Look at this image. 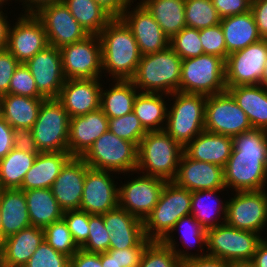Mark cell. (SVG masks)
<instances>
[{
	"label": "cell",
	"mask_w": 267,
	"mask_h": 267,
	"mask_svg": "<svg viewBox=\"0 0 267 267\" xmlns=\"http://www.w3.org/2000/svg\"><path fill=\"white\" fill-rule=\"evenodd\" d=\"M69 152H40L26 172L19 189L51 188L62 167L71 158Z\"/></svg>",
	"instance_id": "83f0119b"
},
{
	"label": "cell",
	"mask_w": 267,
	"mask_h": 267,
	"mask_svg": "<svg viewBox=\"0 0 267 267\" xmlns=\"http://www.w3.org/2000/svg\"><path fill=\"white\" fill-rule=\"evenodd\" d=\"M251 12L262 39H267V0L251 1Z\"/></svg>",
	"instance_id": "9f6ffc18"
},
{
	"label": "cell",
	"mask_w": 267,
	"mask_h": 267,
	"mask_svg": "<svg viewBox=\"0 0 267 267\" xmlns=\"http://www.w3.org/2000/svg\"><path fill=\"white\" fill-rule=\"evenodd\" d=\"M8 0H0V10H3L2 8H3V4L4 5H6V4H8L9 5V3L7 2ZM11 1V0H10ZM6 3V4H5Z\"/></svg>",
	"instance_id": "8c879c8a"
},
{
	"label": "cell",
	"mask_w": 267,
	"mask_h": 267,
	"mask_svg": "<svg viewBox=\"0 0 267 267\" xmlns=\"http://www.w3.org/2000/svg\"><path fill=\"white\" fill-rule=\"evenodd\" d=\"M110 233L106 230L103 216L89 214V234L86 243L81 247L91 253H104L109 250Z\"/></svg>",
	"instance_id": "bcb514c9"
},
{
	"label": "cell",
	"mask_w": 267,
	"mask_h": 267,
	"mask_svg": "<svg viewBox=\"0 0 267 267\" xmlns=\"http://www.w3.org/2000/svg\"><path fill=\"white\" fill-rule=\"evenodd\" d=\"M87 164L81 157H71L62 167L51 190L65 212L79 210L83 195Z\"/></svg>",
	"instance_id": "7402d4cb"
},
{
	"label": "cell",
	"mask_w": 267,
	"mask_h": 267,
	"mask_svg": "<svg viewBox=\"0 0 267 267\" xmlns=\"http://www.w3.org/2000/svg\"><path fill=\"white\" fill-rule=\"evenodd\" d=\"M88 34L99 35L113 19L95 0H62Z\"/></svg>",
	"instance_id": "ab89813d"
},
{
	"label": "cell",
	"mask_w": 267,
	"mask_h": 267,
	"mask_svg": "<svg viewBox=\"0 0 267 267\" xmlns=\"http://www.w3.org/2000/svg\"><path fill=\"white\" fill-rule=\"evenodd\" d=\"M232 147V137L204 130L183 148V152L191 159L224 168Z\"/></svg>",
	"instance_id": "4316f807"
},
{
	"label": "cell",
	"mask_w": 267,
	"mask_h": 267,
	"mask_svg": "<svg viewBox=\"0 0 267 267\" xmlns=\"http://www.w3.org/2000/svg\"><path fill=\"white\" fill-rule=\"evenodd\" d=\"M173 105L168 107L164 131L183 148L205 130L207 96L177 91L169 95Z\"/></svg>",
	"instance_id": "8992f818"
},
{
	"label": "cell",
	"mask_w": 267,
	"mask_h": 267,
	"mask_svg": "<svg viewBox=\"0 0 267 267\" xmlns=\"http://www.w3.org/2000/svg\"><path fill=\"white\" fill-rule=\"evenodd\" d=\"M0 208L5 238L31 226L23 190L19 188L0 189Z\"/></svg>",
	"instance_id": "f546056e"
},
{
	"label": "cell",
	"mask_w": 267,
	"mask_h": 267,
	"mask_svg": "<svg viewBox=\"0 0 267 267\" xmlns=\"http://www.w3.org/2000/svg\"><path fill=\"white\" fill-rule=\"evenodd\" d=\"M220 21L212 0H185L186 27L201 30L219 25Z\"/></svg>",
	"instance_id": "60d3db41"
},
{
	"label": "cell",
	"mask_w": 267,
	"mask_h": 267,
	"mask_svg": "<svg viewBox=\"0 0 267 267\" xmlns=\"http://www.w3.org/2000/svg\"><path fill=\"white\" fill-rule=\"evenodd\" d=\"M14 148L28 153H40L32 131L28 128L14 129Z\"/></svg>",
	"instance_id": "11a10c76"
},
{
	"label": "cell",
	"mask_w": 267,
	"mask_h": 267,
	"mask_svg": "<svg viewBox=\"0 0 267 267\" xmlns=\"http://www.w3.org/2000/svg\"><path fill=\"white\" fill-rule=\"evenodd\" d=\"M266 58L267 39L230 53L225 61L226 86L262 85Z\"/></svg>",
	"instance_id": "5bb4252c"
},
{
	"label": "cell",
	"mask_w": 267,
	"mask_h": 267,
	"mask_svg": "<svg viewBox=\"0 0 267 267\" xmlns=\"http://www.w3.org/2000/svg\"><path fill=\"white\" fill-rule=\"evenodd\" d=\"M225 69V60L215 55L182 59L180 92L204 96L225 92Z\"/></svg>",
	"instance_id": "ba28073f"
},
{
	"label": "cell",
	"mask_w": 267,
	"mask_h": 267,
	"mask_svg": "<svg viewBox=\"0 0 267 267\" xmlns=\"http://www.w3.org/2000/svg\"><path fill=\"white\" fill-rule=\"evenodd\" d=\"M14 148V129L5 120H0V160Z\"/></svg>",
	"instance_id": "680465c9"
},
{
	"label": "cell",
	"mask_w": 267,
	"mask_h": 267,
	"mask_svg": "<svg viewBox=\"0 0 267 267\" xmlns=\"http://www.w3.org/2000/svg\"><path fill=\"white\" fill-rule=\"evenodd\" d=\"M23 267H70V257L54 250L44 240Z\"/></svg>",
	"instance_id": "7dc6e473"
},
{
	"label": "cell",
	"mask_w": 267,
	"mask_h": 267,
	"mask_svg": "<svg viewBox=\"0 0 267 267\" xmlns=\"http://www.w3.org/2000/svg\"><path fill=\"white\" fill-rule=\"evenodd\" d=\"M136 7L132 3L124 11L121 19L131 29L138 44L141 55L162 51L170 46V39L162 31L149 11L139 2ZM130 9H133L130 11Z\"/></svg>",
	"instance_id": "ffe728a7"
},
{
	"label": "cell",
	"mask_w": 267,
	"mask_h": 267,
	"mask_svg": "<svg viewBox=\"0 0 267 267\" xmlns=\"http://www.w3.org/2000/svg\"><path fill=\"white\" fill-rule=\"evenodd\" d=\"M112 18H121L127 7L136 0H95Z\"/></svg>",
	"instance_id": "91938a15"
},
{
	"label": "cell",
	"mask_w": 267,
	"mask_h": 267,
	"mask_svg": "<svg viewBox=\"0 0 267 267\" xmlns=\"http://www.w3.org/2000/svg\"><path fill=\"white\" fill-rule=\"evenodd\" d=\"M262 85L267 88V58H266L264 70L262 73Z\"/></svg>",
	"instance_id": "a7ac6f4b"
},
{
	"label": "cell",
	"mask_w": 267,
	"mask_h": 267,
	"mask_svg": "<svg viewBox=\"0 0 267 267\" xmlns=\"http://www.w3.org/2000/svg\"><path fill=\"white\" fill-rule=\"evenodd\" d=\"M183 147L164 130L148 131L138 146L135 173L173 181L178 172Z\"/></svg>",
	"instance_id": "277c9868"
},
{
	"label": "cell",
	"mask_w": 267,
	"mask_h": 267,
	"mask_svg": "<svg viewBox=\"0 0 267 267\" xmlns=\"http://www.w3.org/2000/svg\"><path fill=\"white\" fill-rule=\"evenodd\" d=\"M100 259L102 267H121L116 259L107 252L100 253Z\"/></svg>",
	"instance_id": "03108f58"
},
{
	"label": "cell",
	"mask_w": 267,
	"mask_h": 267,
	"mask_svg": "<svg viewBox=\"0 0 267 267\" xmlns=\"http://www.w3.org/2000/svg\"><path fill=\"white\" fill-rule=\"evenodd\" d=\"M19 2H23L22 5L24 6L22 7L25 9L24 14L35 15L42 7L54 3H60L62 0H19Z\"/></svg>",
	"instance_id": "6125c7cd"
},
{
	"label": "cell",
	"mask_w": 267,
	"mask_h": 267,
	"mask_svg": "<svg viewBox=\"0 0 267 267\" xmlns=\"http://www.w3.org/2000/svg\"><path fill=\"white\" fill-rule=\"evenodd\" d=\"M108 126L109 131L117 137L135 143L137 146L147 133L133 111L122 117L109 119Z\"/></svg>",
	"instance_id": "f6af8a7d"
},
{
	"label": "cell",
	"mask_w": 267,
	"mask_h": 267,
	"mask_svg": "<svg viewBox=\"0 0 267 267\" xmlns=\"http://www.w3.org/2000/svg\"><path fill=\"white\" fill-rule=\"evenodd\" d=\"M25 65L30 69L38 92L45 99H57L66 81L60 49L48 45L29 59Z\"/></svg>",
	"instance_id": "d6986e66"
},
{
	"label": "cell",
	"mask_w": 267,
	"mask_h": 267,
	"mask_svg": "<svg viewBox=\"0 0 267 267\" xmlns=\"http://www.w3.org/2000/svg\"><path fill=\"white\" fill-rule=\"evenodd\" d=\"M35 16L45 28L48 44L59 49L89 35L63 2L44 6Z\"/></svg>",
	"instance_id": "ac0fdd59"
},
{
	"label": "cell",
	"mask_w": 267,
	"mask_h": 267,
	"mask_svg": "<svg viewBox=\"0 0 267 267\" xmlns=\"http://www.w3.org/2000/svg\"><path fill=\"white\" fill-rule=\"evenodd\" d=\"M45 98H31L13 94L3 95L4 119L15 128L31 129L37 120Z\"/></svg>",
	"instance_id": "74e56055"
},
{
	"label": "cell",
	"mask_w": 267,
	"mask_h": 267,
	"mask_svg": "<svg viewBox=\"0 0 267 267\" xmlns=\"http://www.w3.org/2000/svg\"><path fill=\"white\" fill-rule=\"evenodd\" d=\"M204 128L206 131L230 137L253 129L247 114L227 90L207 96Z\"/></svg>",
	"instance_id": "8fae6325"
},
{
	"label": "cell",
	"mask_w": 267,
	"mask_h": 267,
	"mask_svg": "<svg viewBox=\"0 0 267 267\" xmlns=\"http://www.w3.org/2000/svg\"><path fill=\"white\" fill-rule=\"evenodd\" d=\"M192 192L166 181L159 201L144 220L145 236L151 241H162L183 216L191 214Z\"/></svg>",
	"instance_id": "5b68a950"
},
{
	"label": "cell",
	"mask_w": 267,
	"mask_h": 267,
	"mask_svg": "<svg viewBox=\"0 0 267 267\" xmlns=\"http://www.w3.org/2000/svg\"><path fill=\"white\" fill-rule=\"evenodd\" d=\"M181 231L180 241L183 243L182 245L188 248H191L195 245V247H199L197 249L200 250L198 254L189 253L187 250L178 249L179 245H176L174 239V235L171 234L173 232ZM162 242L170 247L173 252L178 256V259L182 262L187 261L192 258L206 256L205 248L207 247L206 242V230L200 225V223L191 215L183 216L180 220L176 222L174 227L172 228L171 232L162 240ZM187 243V244H186ZM198 244V245H197ZM189 245V246H188ZM191 245V246H190ZM204 248V249H203ZM182 250V251H181ZM203 251V252H202ZM200 253V254H199Z\"/></svg>",
	"instance_id": "4dcf8cb0"
},
{
	"label": "cell",
	"mask_w": 267,
	"mask_h": 267,
	"mask_svg": "<svg viewBox=\"0 0 267 267\" xmlns=\"http://www.w3.org/2000/svg\"><path fill=\"white\" fill-rule=\"evenodd\" d=\"M173 181L191 192L226 189L222 167L191 159L184 152L180 157L178 172Z\"/></svg>",
	"instance_id": "603a6c76"
},
{
	"label": "cell",
	"mask_w": 267,
	"mask_h": 267,
	"mask_svg": "<svg viewBox=\"0 0 267 267\" xmlns=\"http://www.w3.org/2000/svg\"><path fill=\"white\" fill-rule=\"evenodd\" d=\"M140 3L170 40L186 27L185 0H141Z\"/></svg>",
	"instance_id": "d590c367"
},
{
	"label": "cell",
	"mask_w": 267,
	"mask_h": 267,
	"mask_svg": "<svg viewBox=\"0 0 267 267\" xmlns=\"http://www.w3.org/2000/svg\"><path fill=\"white\" fill-rule=\"evenodd\" d=\"M63 73L68 79H100L102 74L101 42L98 35L60 48Z\"/></svg>",
	"instance_id": "7c38bea8"
},
{
	"label": "cell",
	"mask_w": 267,
	"mask_h": 267,
	"mask_svg": "<svg viewBox=\"0 0 267 267\" xmlns=\"http://www.w3.org/2000/svg\"><path fill=\"white\" fill-rule=\"evenodd\" d=\"M39 153H28L13 148L0 160V189L20 188L26 172L33 166Z\"/></svg>",
	"instance_id": "f35d334b"
},
{
	"label": "cell",
	"mask_w": 267,
	"mask_h": 267,
	"mask_svg": "<svg viewBox=\"0 0 267 267\" xmlns=\"http://www.w3.org/2000/svg\"><path fill=\"white\" fill-rule=\"evenodd\" d=\"M68 229L79 248H81L88 239L89 234V214L82 210H69L63 213Z\"/></svg>",
	"instance_id": "f907efd6"
},
{
	"label": "cell",
	"mask_w": 267,
	"mask_h": 267,
	"mask_svg": "<svg viewBox=\"0 0 267 267\" xmlns=\"http://www.w3.org/2000/svg\"><path fill=\"white\" fill-rule=\"evenodd\" d=\"M20 62L7 50H0V95L7 94L15 69Z\"/></svg>",
	"instance_id": "f5cc1de1"
},
{
	"label": "cell",
	"mask_w": 267,
	"mask_h": 267,
	"mask_svg": "<svg viewBox=\"0 0 267 267\" xmlns=\"http://www.w3.org/2000/svg\"><path fill=\"white\" fill-rule=\"evenodd\" d=\"M267 190L239 191L227 199L225 223L260 234L267 225Z\"/></svg>",
	"instance_id": "4fadbf2b"
},
{
	"label": "cell",
	"mask_w": 267,
	"mask_h": 267,
	"mask_svg": "<svg viewBox=\"0 0 267 267\" xmlns=\"http://www.w3.org/2000/svg\"><path fill=\"white\" fill-rule=\"evenodd\" d=\"M262 240L260 234L224 223L206 230V253L230 263L252 261Z\"/></svg>",
	"instance_id": "9c48e42d"
},
{
	"label": "cell",
	"mask_w": 267,
	"mask_h": 267,
	"mask_svg": "<svg viewBox=\"0 0 267 267\" xmlns=\"http://www.w3.org/2000/svg\"><path fill=\"white\" fill-rule=\"evenodd\" d=\"M43 241V228L36 226H29L6 237L0 250V265L23 267Z\"/></svg>",
	"instance_id": "484cf974"
},
{
	"label": "cell",
	"mask_w": 267,
	"mask_h": 267,
	"mask_svg": "<svg viewBox=\"0 0 267 267\" xmlns=\"http://www.w3.org/2000/svg\"><path fill=\"white\" fill-rule=\"evenodd\" d=\"M70 117L57 99H45L31 128L40 152H68Z\"/></svg>",
	"instance_id": "30bf717a"
},
{
	"label": "cell",
	"mask_w": 267,
	"mask_h": 267,
	"mask_svg": "<svg viewBox=\"0 0 267 267\" xmlns=\"http://www.w3.org/2000/svg\"><path fill=\"white\" fill-rule=\"evenodd\" d=\"M112 83L114 85L109 90L101 87L100 109L109 119L131 113L139 92L131 80H114Z\"/></svg>",
	"instance_id": "8d00e7d4"
},
{
	"label": "cell",
	"mask_w": 267,
	"mask_h": 267,
	"mask_svg": "<svg viewBox=\"0 0 267 267\" xmlns=\"http://www.w3.org/2000/svg\"><path fill=\"white\" fill-rule=\"evenodd\" d=\"M81 158L91 168L127 175L136 172L138 146L117 137L108 130L93 143Z\"/></svg>",
	"instance_id": "52a82bcc"
},
{
	"label": "cell",
	"mask_w": 267,
	"mask_h": 267,
	"mask_svg": "<svg viewBox=\"0 0 267 267\" xmlns=\"http://www.w3.org/2000/svg\"><path fill=\"white\" fill-rule=\"evenodd\" d=\"M212 2L221 19L251 10V0H212Z\"/></svg>",
	"instance_id": "db71d44e"
},
{
	"label": "cell",
	"mask_w": 267,
	"mask_h": 267,
	"mask_svg": "<svg viewBox=\"0 0 267 267\" xmlns=\"http://www.w3.org/2000/svg\"><path fill=\"white\" fill-rule=\"evenodd\" d=\"M220 25L228 54L244 49L262 39L251 10L246 13L222 18Z\"/></svg>",
	"instance_id": "1f68e13d"
},
{
	"label": "cell",
	"mask_w": 267,
	"mask_h": 267,
	"mask_svg": "<svg viewBox=\"0 0 267 267\" xmlns=\"http://www.w3.org/2000/svg\"><path fill=\"white\" fill-rule=\"evenodd\" d=\"M4 240H5V237H4L3 229H2L1 208H0V250L3 246Z\"/></svg>",
	"instance_id": "89a4df30"
},
{
	"label": "cell",
	"mask_w": 267,
	"mask_h": 267,
	"mask_svg": "<svg viewBox=\"0 0 267 267\" xmlns=\"http://www.w3.org/2000/svg\"><path fill=\"white\" fill-rule=\"evenodd\" d=\"M114 173L87 165L79 210L101 215L118 207L119 187L114 181Z\"/></svg>",
	"instance_id": "e0dca14e"
},
{
	"label": "cell",
	"mask_w": 267,
	"mask_h": 267,
	"mask_svg": "<svg viewBox=\"0 0 267 267\" xmlns=\"http://www.w3.org/2000/svg\"><path fill=\"white\" fill-rule=\"evenodd\" d=\"M70 267H102L100 253H91L80 248L70 258Z\"/></svg>",
	"instance_id": "6f0895ef"
},
{
	"label": "cell",
	"mask_w": 267,
	"mask_h": 267,
	"mask_svg": "<svg viewBox=\"0 0 267 267\" xmlns=\"http://www.w3.org/2000/svg\"><path fill=\"white\" fill-rule=\"evenodd\" d=\"M7 94L27 96L31 98H44L38 92L35 80L31 75L30 69L22 63H20L14 71Z\"/></svg>",
	"instance_id": "c3c4849f"
},
{
	"label": "cell",
	"mask_w": 267,
	"mask_h": 267,
	"mask_svg": "<svg viewBox=\"0 0 267 267\" xmlns=\"http://www.w3.org/2000/svg\"><path fill=\"white\" fill-rule=\"evenodd\" d=\"M22 14V15H21ZM8 30L7 50L22 64L48 46L42 22L34 14H23Z\"/></svg>",
	"instance_id": "2e32d148"
},
{
	"label": "cell",
	"mask_w": 267,
	"mask_h": 267,
	"mask_svg": "<svg viewBox=\"0 0 267 267\" xmlns=\"http://www.w3.org/2000/svg\"><path fill=\"white\" fill-rule=\"evenodd\" d=\"M233 139V149L223 168L226 189L264 190L267 184V131L252 129Z\"/></svg>",
	"instance_id": "6da1fadb"
},
{
	"label": "cell",
	"mask_w": 267,
	"mask_h": 267,
	"mask_svg": "<svg viewBox=\"0 0 267 267\" xmlns=\"http://www.w3.org/2000/svg\"><path fill=\"white\" fill-rule=\"evenodd\" d=\"M182 267H231V263L206 255L184 261Z\"/></svg>",
	"instance_id": "94428289"
},
{
	"label": "cell",
	"mask_w": 267,
	"mask_h": 267,
	"mask_svg": "<svg viewBox=\"0 0 267 267\" xmlns=\"http://www.w3.org/2000/svg\"><path fill=\"white\" fill-rule=\"evenodd\" d=\"M200 40L205 54L219 56L226 61L229 54L220 24L201 29Z\"/></svg>",
	"instance_id": "681fc988"
},
{
	"label": "cell",
	"mask_w": 267,
	"mask_h": 267,
	"mask_svg": "<svg viewBox=\"0 0 267 267\" xmlns=\"http://www.w3.org/2000/svg\"><path fill=\"white\" fill-rule=\"evenodd\" d=\"M137 177L119 186L118 206L144 222L158 203L166 180L144 174Z\"/></svg>",
	"instance_id": "9a60e30c"
},
{
	"label": "cell",
	"mask_w": 267,
	"mask_h": 267,
	"mask_svg": "<svg viewBox=\"0 0 267 267\" xmlns=\"http://www.w3.org/2000/svg\"><path fill=\"white\" fill-rule=\"evenodd\" d=\"M267 239H263L257 246L252 263L256 267H267Z\"/></svg>",
	"instance_id": "be15d7a7"
},
{
	"label": "cell",
	"mask_w": 267,
	"mask_h": 267,
	"mask_svg": "<svg viewBox=\"0 0 267 267\" xmlns=\"http://www.w3.org/2000/svg\"><path fill=\"white\" fill-rule=\"evenodd\" d=\"M4 119L3 95H0V120Z\"/></svg>",
	"instance_id": "2644e50d"
},
{
	"label": "cell",
	"mask_w": 267,
	"mask_h": 267,
	"mask_svg": "<svg viewBox=\"0 0 267 267\" xmlns=\"http://www.w3.org/2000/svg\"><path fill=\"white\" fill-rule=\"evenodd\" d=\"M101 215L105 228L110 233L109 249L136 247L146 238L143 221L125 209L118 206Z\"/></svg>",
	"instance_id": "d4e9b609"
},
{
	"label": "cell",
	"mask_w": 267,
	"mask_h": 267,
	"mask_svg": "<svg viewBox=\"0 0 267 267\" xmlns=\"http://www.w3.org/2000/svg\"><path fill=\"white\" fill-rule=\"evenodd\" d=\"M231 267H256L252 261H244V262H233L231 263Z\"/></svg>",
	"instance_id": "003e7915"
},
{
	"label": "cell",
	"mask_w": 267,
	"mask_h": 267,
	"mask_svg": "<svg viewBox=\"0 0 267 267\" xmlns=\"http://www.w3.org/2000/svg\"><path fill=\"white\" fill-rule=\"evenodd\" d=\"M7 15L0 10V50L7 49L8 45V30L11 23L7 20Z\"/></svg>",
	"instance_id": "e7e4bbea"
},
{
	"label": "cell",
	"mask_w": 267,
	"mask_h": 267,
	"mask_svg": "<svg viewBox=\"0 0 267 267\" xmlns=\"http://www.w3.org/2000/svg\"><path fill=\"white\" fill-rule=\"evenodd\" d=\"M102 86L100 79H68L57 100L70 118L82 116L100 109Z\"/></svg>",
	"instance_id": "44dd1931"
},
{
	"label": "cell",
	"mask_w": 267,
	"mask_h": 267,
	"mask_svg": "<svg viewBox=\"0 0 267 267\" xmlns=\"http://www.w3.org/2000/svg\"><path fill=\"white\" fill-rule=\"evenodd\" d=\"M170 47L181 59H189L204 54L200 40V30L185 27L170 40Z\"/></svg>",
	"instance_id": "ee69618b"
},
{
	"label": "cell",
	"mask_w": 267,
	"mask_h": 267,
	"mask_svg": "<svg viewBox=\"0 0 267 267\" xmlns=\"http://www.w3.org/2000/svg\"><path fill=\"white\" fill-rule=\"evenodd\" d=\"M98 36L102 72L113 80H131L142 57L131 29L121 18H113Z\"/></svg>",
	"instance_id": "7a4b0ae2"
},
{
	"label": "cell",
	"mask_w": 267,
	"mask_h": 267,
	"mask_svg": "<svg viewBox=\"0 0 267 267\" xmlns=\"http://www.w3.org/2000/svg\"><path fill=\"white\" fill-rule=\"evenodd\" d=\"M182 59L168 48L143 55L131 79L139 92L173 94L180 91Z\"/></svg>",
	"instance_id": "3957f363"
},
{
	"label": "cell",
	"mask_w": 267,
	"mask_h": 267,
	"mask_svg": "<svg viewBox=\"0 0 267 267\" xmlns=\"http://www.w3.org/2000/svg\"><path fill=\"white\" fill-rule=\"evenodd\" d=\"M31 226L44 228L63 218L64 211L53 196L51 188L23 190Z\"/></svg>",
	"instance_id": "e575fe53"
},
{
	"label": "cell",
	"mask_w": 267,
	"mask_h": 267,
	"mask_svg": "<svg viewBox=\"0 0 267 267\" xmlns=\"http://www.w3.org/2000/svg\"><path fill=\"white\" fill-rule=\"evenodd\" d=\"M109 118L101 109L69 120L68 152L72 157H82L93 143L109 130Z\"/></svg>",
	"instance_id": "cb8c5ba5"
},
{
	"label": "cell",
	"mask_w": 267,
	"mask_h": 267,
	"mask_svg": "<svg viewBox=\"0 0 267 267\" xmlns=\"http://www.w3.org/2000/svg\"><path fill=\"white\" fill-rule=\"evenodd\" d=\"M183 262L162 241H151L145 248L138 267H182Z\"/></svg>",
	"instance_id": "7bdbcfd3"
},
{
	"label": "cell",
	"mask_w": 267,
	"mask_h": 267,
	"mask_svg": "<svg viewBox=\"0 0 267 267\" xmlns=\"http://www.w3.org/2000/svg\"><path fill=\"white\" fill-rule=\"evenodd\" d=\"M44 240L56 251L72 257L80 248L62 218L43 228Z\"/></svg>",
	"instance_id": "b9f144b4"
},
{
	"label": "cell",
	"mask_w": 267,
	"mask_h": 267,
	"mask_svg": "<svg viewBox=\"0 0 267 267\" xmlns=\"http://www.w3.org/2000/svg\"><path fill=\"white\" fill-rule=\"evenodd\" d=\"M224 190L228 191L227 189H207L192 192L191 215L205 230L225 223L227 200L223 202L220 196H217L218 192Z\"/></svg>",
	"instance_id": "d6a6232c"
},
{
	"label": "cell",
	"mask_w": 267,
	"mask_h": 267,
	"mask_svg": "<svg viewBox=\"0 0 267 267\" xmlns=\"http://www.w3.org/2000/svg\"><path fill=\"white\" fill-rule=\"evenodd\" d=\"M164 97L167 98L170 96L164 93H137L133 112L147 132L162 131L166 126L168 103H166Z\"/></svg>",
	"instance_id": "836d02e7"
},
{
	"label": "cell",
	"mask_w": 267,
	"mask_h": 267,
	"mask_svg": "<svg viewBox=\"0 0 267 267\" xmlns=\"http://www.w3.org/2000/svg\"><path fill=\"white\" fill-rule=\"evenodd\" d=\"M238 106L247 114L253 129L267 131V88L263 85L227 87Z\"/></svg>",
	"instance_id": "f1b7e54d"
},
{
	"label": "cell",
	"mask_w": 267,
	"mask_h": 267,
	"mask_svg": "<svg viewBox=\"0 0 267 267\" xmlns=\"http://www.w3.org/2000/svg\"><path fill=\"white\" fill-rule=\"evenodd\" d=\"M151 242L147 237L136 247L109 249L107 253L114 257L121 267H138L146 246Z\"/></svg>",
	"instance_id": "816d5d0a"
}]
</instances>
